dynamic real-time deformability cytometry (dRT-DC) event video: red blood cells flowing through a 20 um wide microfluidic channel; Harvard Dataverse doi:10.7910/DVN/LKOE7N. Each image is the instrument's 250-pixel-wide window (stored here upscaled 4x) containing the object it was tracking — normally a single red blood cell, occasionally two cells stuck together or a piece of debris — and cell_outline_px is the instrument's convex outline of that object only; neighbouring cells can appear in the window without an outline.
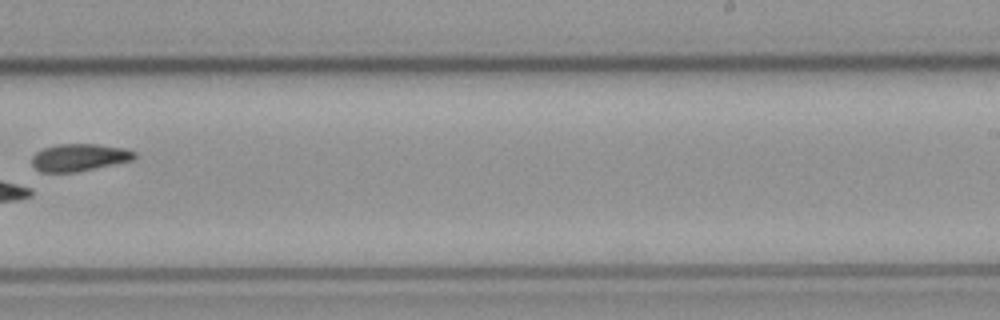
{"species": "common noctule bat (a hibernating species)", "species_latin": "Nyctalus noctula", "temperature_condition": "cold", "stored_images_in_passage": 11, "camera_frame_rate_fps": 3000, "um_per_image_px": 0.085, "animal": {"sex": "male", "body_mass_g": 23.1, "forearm_length_mm": 52.7}, "frame": {"image": 1, "passage_image": 10, "time_ms": 11.667, "image_size_px": [1000, 320], "cell_outline_px": [[136, 156], [132, 160], [76, 172], [40, 172], [32, 164], [32, 156], [36, 152], [44, 148], [56, 144], [96, 144], [124, 148], [136, 152]], "centroid_in_image_um": [6.72, 13.38], "position_along_channel_um": 282.3, "area_um2": 16.24}}
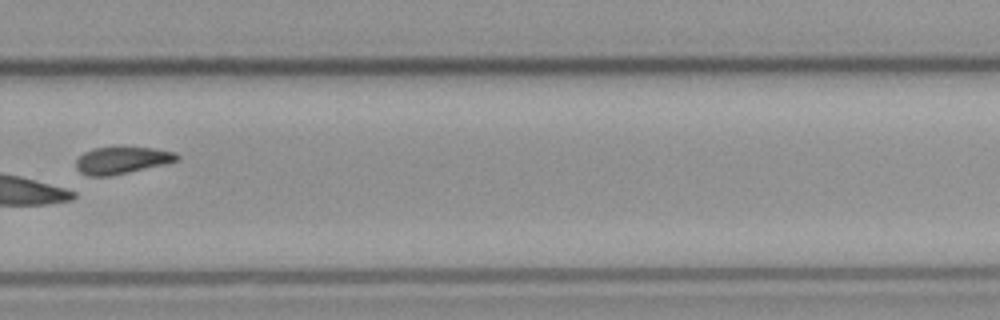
{"frame": {"image": 2, "passage_image": 11, "time_ms": 12.667, "image_size_px": [1000, 320], "cell_outline_px": [[180, 160], [164, 164], [112, 176], [88, 176], [80, 172], [76, 168], [76, 160], [84, 152], [92, 148], [152, 148], [176, 152], [180, 156]], "centroid_in_image_um": [10.37, 13.64], "position_along_channel_um": 319.4, "area_um2": 15.78}}